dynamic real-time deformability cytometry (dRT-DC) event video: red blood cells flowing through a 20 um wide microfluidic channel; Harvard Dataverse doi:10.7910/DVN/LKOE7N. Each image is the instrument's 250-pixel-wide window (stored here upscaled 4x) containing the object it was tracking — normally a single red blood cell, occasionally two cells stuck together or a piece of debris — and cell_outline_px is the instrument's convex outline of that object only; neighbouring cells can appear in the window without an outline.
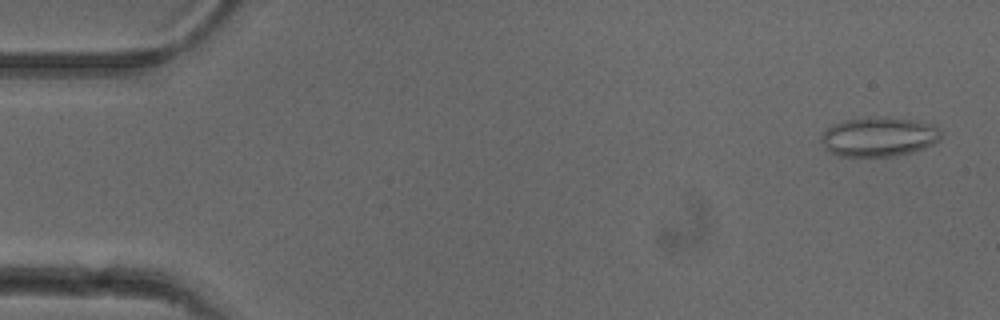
{"species": "common noctule bat (a hibernating species)", "species_latin": "Nyctalus noctula", "temperature_condition": "cold", "stored_images_in_passage": 52, "camera_frame_rate_fps": 3000, "um_per_image_px": 0.085, "animal": {"sex": "female"}, "frame": {"image": 1, "passage_image": 2, "time_ms": 0.333, "image_size_px": [1000, 320], "cell_outline_px": [[940, 140], [924, 148], [912, 152], [896, 156], [836, 156], [824, 148], [820, 140], [820, 136], [832, 124], [844, 120], [868, 116], [888, 116], [916, 120], [940, 128]], "centroid_in_image_um": [74.67, 11.61], "position_along_channel_um": 10.3, "area_um2": 27.98}}
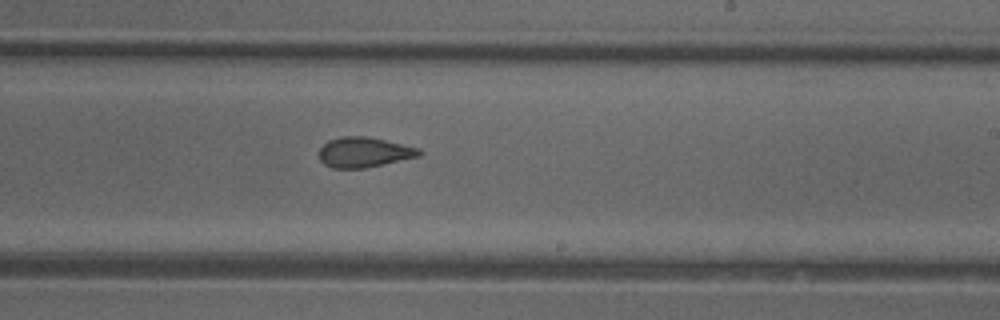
{"frame": {"image": 2, "passage_image": 31, "time_ms": 10.0, "image_size_px": [1000, 320], "cell_outline_px": [[424, 152], [420, 156], [364, 168], [332, 168], [324, 164], [320, 160], [320, 148], [328, 140], [340, 136], [368, 136], [420, 148]], "centroid_in_image_um": [30.96, 12.93], "position_along_channel_um": 258.0, "area_um2": 17.63}}
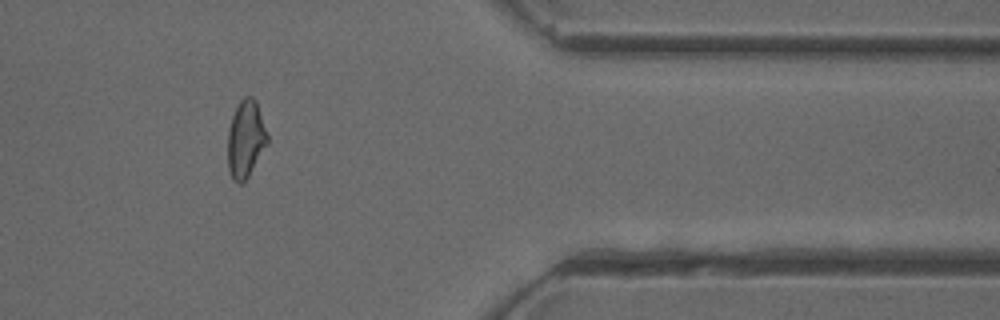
{"frame": {"image": 3, "passage_image": 43, "time_ms": 14.0, "image_size_px": [1000, 320], "cell_outline_px": [[268, 144], [248, 176], [240, 184], [236, 184], [232, 180], [228, 168], [228, 128], [232, 116], [240, 100], [244, 96], [252, 96], [256, 100], [268, 136]], "centroid_in_image_um": [20.88, 11.82], "position_along_channel_um": 390.5, "area_um2": 17.92}, "authors_computed_cell_mechanics": {"area_um2": 18.3515, "velocity_mm_per_s": 3.8928, "shape_relaxation_time_tau1_ms": null, "shape_relaxation_time_tau2_ms": 1.5868, "deformation_change_tau1": null, "deformation_change_tau2": 0.0726}}